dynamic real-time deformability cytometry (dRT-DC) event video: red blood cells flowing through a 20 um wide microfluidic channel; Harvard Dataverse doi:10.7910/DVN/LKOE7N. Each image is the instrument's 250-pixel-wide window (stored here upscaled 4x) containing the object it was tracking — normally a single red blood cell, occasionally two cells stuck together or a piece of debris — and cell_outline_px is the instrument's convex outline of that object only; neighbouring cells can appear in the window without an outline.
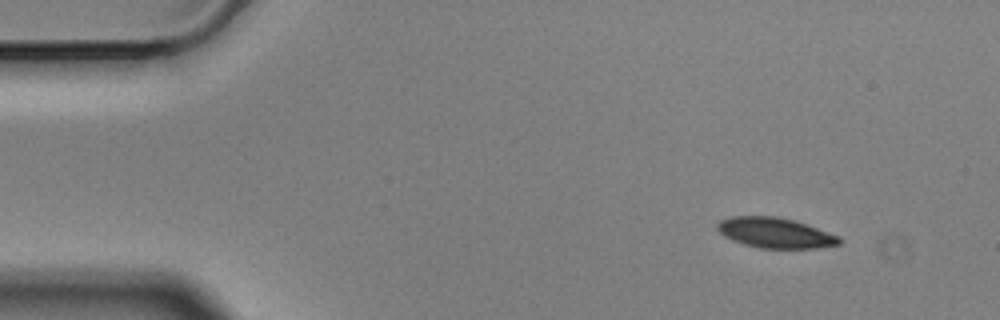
{"species": "Egyptian fruit bat (a non-hibernating species)", "species_latin": "Rousettus aegyptiacus", "temperature_condition": "cold", "stored_images_in_passage": 5, "camera_frame_rate_fps": 3000, "um_per_image_px": 0.085, "animal": {"sex": "male"}, "frame": {"image": 1, "passage_image": 1, "time_ms": 0.0, "image_size_px": [1000, 320], "cell_outline_px": [[840, 244], [816, 248], [760, 248], [744, 244], [732, 240], [724, 236], [716, 228], [716, 224], [720, 220], [732, 216], [776, 216], [792, 220], [840, 236]], "centroid_in_image_um": [65.85, 19.79], "position_along_channel_um": 19.2, "area_um2": 21.33}}
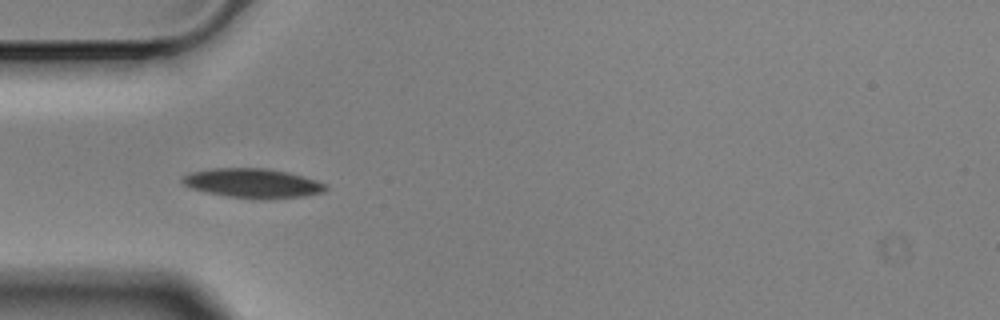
{"frame": {"image": 2, "passage_image": 4, "time_ms": 1.0, "image_size_px": [1000, 320], "cell_outline_px": [[328, 188], [324, 192], [300, 196], [228, 196], [208, 192], [192, 188], [184, 184], [180, 180], [184, 176], [192, 172], [212, 168], [268, 168], [288, 172], [304, 176], [328, 184]], "centroid_in_image_um": [21.49, 15.51], "position_along_channel_um": 63.5, "area_um2": 23.47}}
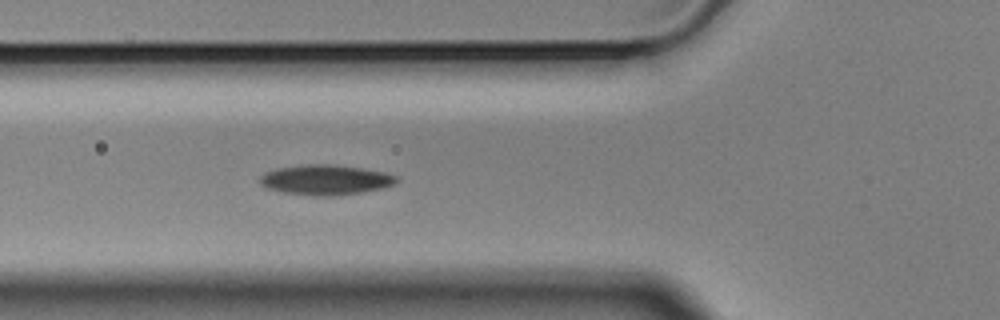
{"frame": {"image": 3, "passage_image": 5, "time_ms": 1.333, "image_size_px": [1000, 320], "cell_outline_px": [[400, 180], [384, 188], [360, 192], [332, 196], [316, 196], [284, 192], [268, 188], [260, 184], [260, 176], [264, 172], [276, 168], [300, 164], [336, 164], [364, 168], [384, 172], [396, 176]], "centroid_in_image_um": [27.66, 15.27], "position_along_channel_um": 98.1, "area_um2": 24.1}}